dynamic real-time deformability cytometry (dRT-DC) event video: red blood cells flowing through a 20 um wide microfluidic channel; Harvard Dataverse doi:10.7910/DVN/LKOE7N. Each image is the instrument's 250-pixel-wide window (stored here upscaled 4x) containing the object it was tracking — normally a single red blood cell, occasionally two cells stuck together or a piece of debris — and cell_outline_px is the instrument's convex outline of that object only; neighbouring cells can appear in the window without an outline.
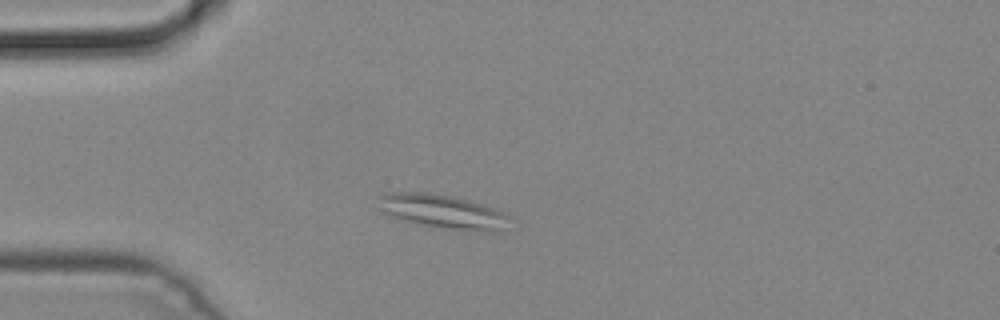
{"species": "common noctule bat (a hibernating species)", "species_latin": "Nyctalus noctula", "temperature_condition": "cold", "stored_images_in_passage": 3, "camera_frame_rate_fps": 3000, "um_per_image_px": 0.085, "animal": {"sex": "male", "body_mass_g": 19.2, "forearm_length_mm": 51.8}, "frame": {"image": 1, "passage_image": 2, "time_ms": 0.333, "image_size_px": [1000, 320], "cell_outline_px": [[508, 216], [504, 232], [488, 232], [440, 228], [408, 220], [384, 212], [376, 196], [380, 192], [428, 192], [452, 196], [480, 204], [504, 212]], "centroid_in_image_um": [37.65, 17.97], "position_along_channel_um": 47.4, "area_um2": 25.55}}